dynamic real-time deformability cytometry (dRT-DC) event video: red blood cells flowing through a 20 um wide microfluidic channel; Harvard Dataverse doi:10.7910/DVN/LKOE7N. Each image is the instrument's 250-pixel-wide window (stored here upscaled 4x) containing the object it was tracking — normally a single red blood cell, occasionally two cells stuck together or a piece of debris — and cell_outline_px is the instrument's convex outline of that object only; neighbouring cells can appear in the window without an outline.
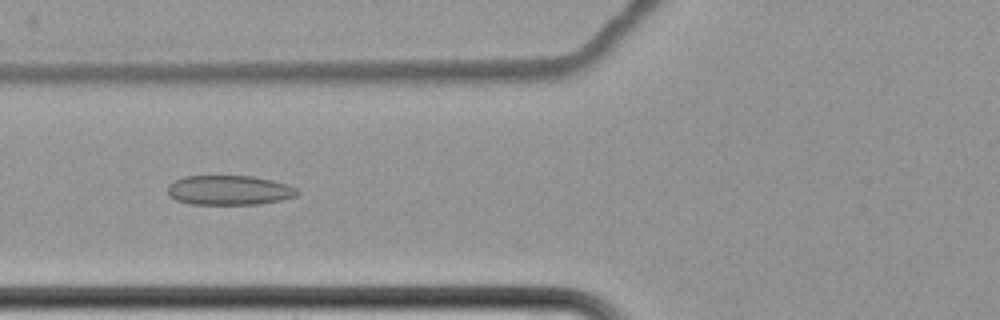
{"species": "common noctule bat (a hibernating species)", "species_latin": "Nyctalus noctula", "temperature_condition": "cold", "stored_images_in_passage": 5, "camera_frame_rate_fps": 3000, "um_per_image_px": 0.085, "animal": {"sex": "female", "body_mass_g": 22.7, "forearm_length_mm": 54.2}, "frame": {"image": 1, "passage_image": 2, "time_ms": 1.333, "image_size_px": [1000, 320], "cell_outline_px": [[300, 192], [296, 196], [284, 200], [256, 204], [192, 204], [176, 200], [168, 196], [168, 184], [172, 180], [184, 176], [252, 176], [272, 180], [288, 184], [296, 188]], "centroid_in_image_um": [19.47, 16.16], "position_along_channel_um": 106.3, "area_um2": 22.6}}
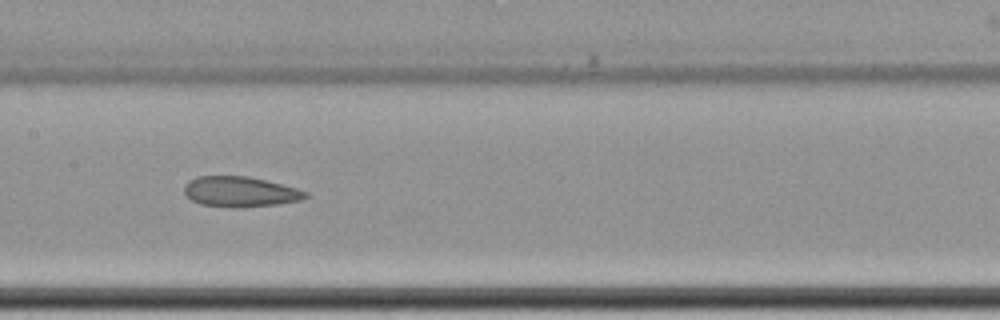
{"frame": {"image": 2, "passage_image": 4, "time_ms": 3.667, "image_size_px": [1000, 320], "cell_outline_px": [[308, 196], [300, 200], [276, 204], [240, 208], [228, 208], [200, 204], [192, 200], [184, 192], [184, 184], [188, 180], [196, 176], [248, 176], [296, 188], [308, 192]], "centroid_in_image_um": [20.37, 16.3], "position_along_channel_um": 187.0, "area_um2": 21.5}}
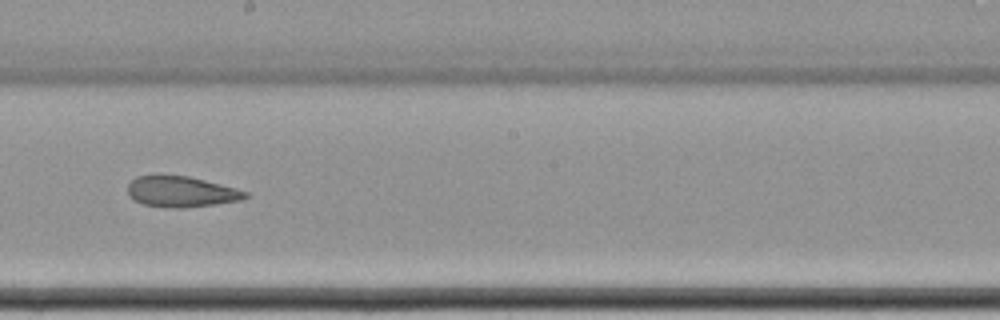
{"frame": {"image": 3, "passage_image": 5, "time_ms": 5.0, "image_size_px": [1000, 320], "cell_outline_px": [[248, 196], [240, 200], [216, 204], [184, 208], [168, 208], [144, 204], [128, 196], [128, 184], [136, 176], [188, 176], [236, 188], [248, 192]], "centroid_in_image_um": [15.41, 16.31], "position_along_channel_um": 232.8, "area_um2": 20.87}}